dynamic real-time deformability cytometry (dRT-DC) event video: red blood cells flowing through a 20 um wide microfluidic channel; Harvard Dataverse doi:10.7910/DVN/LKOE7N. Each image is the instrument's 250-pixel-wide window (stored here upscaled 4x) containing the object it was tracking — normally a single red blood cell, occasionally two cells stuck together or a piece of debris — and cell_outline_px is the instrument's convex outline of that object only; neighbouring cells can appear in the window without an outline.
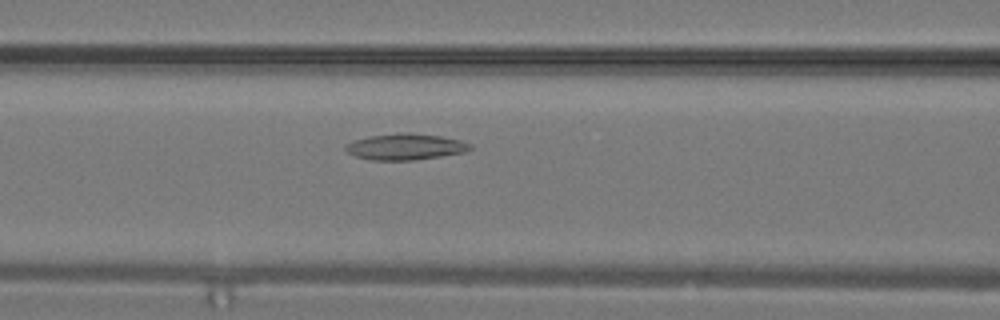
{"species": "common noctule bat (a hibernating species)", "species_latin": "Nyctalus noctula", "temperature_condition": "warm", "stored_images_in_passage": 24, "camera_frame_rate_fps": 3000, "um_per_image_px": 0.085, "animal": {"sex": "male", "body_mass_g": 19.2, "forearm_length_mm": 51.8}, "frame": {"image": 1, "passage_image": 6, "time_ms": 1.667, "image_size_px": [1000, 320], "cell_outline_px": [[472, 148], [464, 152], [440, 156], [412, 160], [372, 160], [356, 156], [348, 152], [344, 148], [344, 144], [368, 136], [400, 132], [408, 132], [440, 136], [460, 140], [472, 144]], "centroid_in_image_um": [34.45, 12.46], "position_along_channel_um": 132.2, "area_um2": 18.96}}
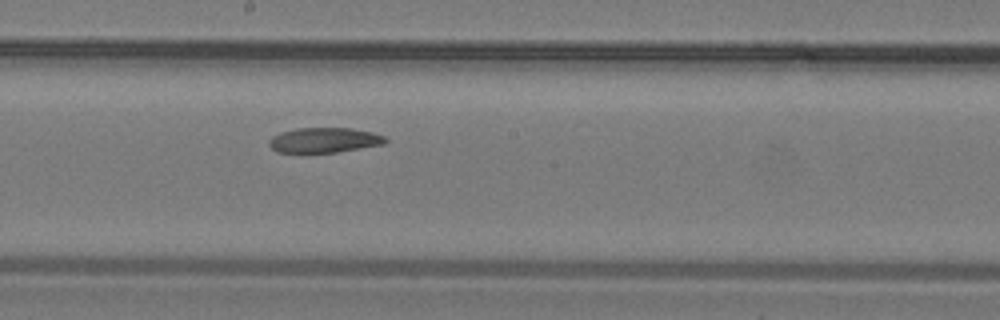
{"frame": {"image": 2, "passage_image": 10, "time_ms": 3.0, "image_size_px": [1000, 320], "cell_outline_px": [[388, 140], [384, 144], [336, 152], [276, 152], [268, 144], [268, 140], [272, 136], [280, 132], [296, 128], [352, 128], [372, 132], [384, 136]], "centroid_in_image_um": [27.54, 11.9], "position_along_channel_um": 220.7, "area_um2": 16.94}}
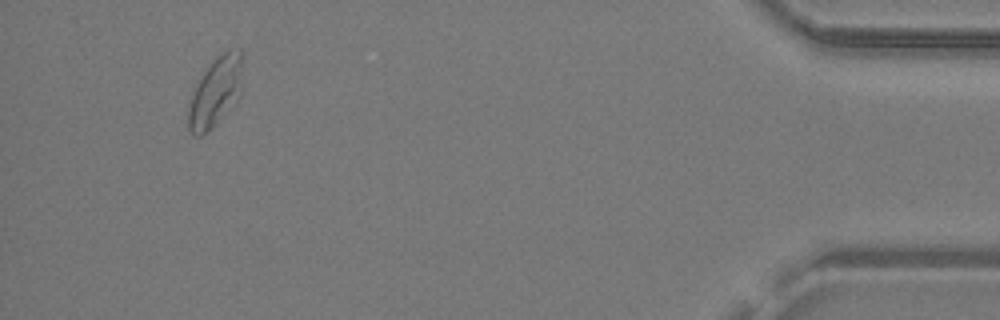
{"frame": {"image": 3, "passage_image": 22, "time_ms": 7.0, "image_size_px": [1000, 320], "cell_outline_px": [[244, 52], [240, 96], [200, 136], [196, 136], [188, 128], [188, 108], [192, 96], [204, 72], [212, 60], [216, 56], [228, 48], [240, 48]], "centroid_in_image_um": [18.37, 7.67], "position_along_channel_um": 416.8, "area_um2": 21.39}}